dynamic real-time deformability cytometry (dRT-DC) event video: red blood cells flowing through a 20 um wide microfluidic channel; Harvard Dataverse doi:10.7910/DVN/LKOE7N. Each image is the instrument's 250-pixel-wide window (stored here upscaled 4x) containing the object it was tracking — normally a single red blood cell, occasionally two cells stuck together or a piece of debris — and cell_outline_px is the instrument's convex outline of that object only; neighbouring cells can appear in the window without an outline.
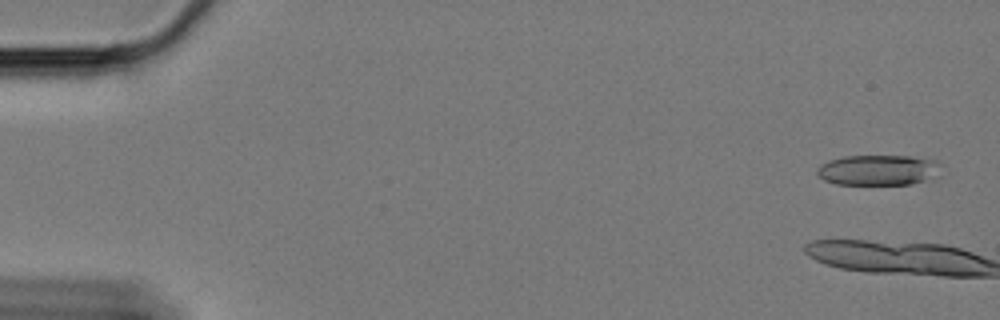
{"species": "Egyptian fruit bat (a non-hibernating species)", "species_latin": "Rousettus aegyptiacus", "temperature_condition": "cold", "stored_images_in_passage": 5, "camera_frame_rate_fps": 3000, "um_per_image_px": 0.085, "animal": {"sex": "female"}, "frame": {"image": 1, "passage_image": 3, "time_ms": 0.667, "image_size_px": [1000, 320], "cell_outline_px": [[940, 176], [912, 184], [836, 184], [824, 180], [816, 172], [828, 160], [844, 156], [912, 156], [936, 160]], "centroid_in_image_um": [74.69, 14.45], "position_along_channel_um": 10.3, "area_um2": 21.85}}